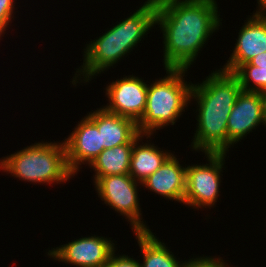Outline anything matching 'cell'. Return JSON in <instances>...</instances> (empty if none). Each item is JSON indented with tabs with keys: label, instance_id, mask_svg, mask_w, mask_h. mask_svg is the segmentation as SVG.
<instances>
[{
	"label": "cell",
	"instance_id": "1",
	"mask_svg": "<svg viewBox=\"0 0 266 267\" xmlns=\"http://www.w3.org/2000/svg\"><path fill=\"white\" fill-rule=\"evenodd\" d=\"M156 4L155 25H160L163 33L165 69L190 68L222 25L216 0H156Z\"/></svg>",
	"mask_w": 266,
	"mask_h": 267
},
{
	"label": "cell",
	"instance_id": "2",
	"mask_svg": "<svg viewBox=\"0 0 266 267\" xmlns=\"http://www.w3.org/2000/svg\"><path fill=\"white\" fill-rule=\"evenodd\" d=\"M202 83L193 84L191 99H195L197 130L191 146L203 153H227V121L242 91L238 78L222 69L211 72ZM199 149V150H198Z\"/></svg>",
	"mask_w": 266,
	"mask_h": 267
},
{
	"label": "cell",
	"instance_id": "3",
	"mask_svg": "<svg viewBox=\"0 0 266 267\" xmlns=\"http://www.w3.org/2000/svg\"><path fill=\"white\" fill-rule=\"evenodd\" d=\"M156 13V0H147L128 18L86 44V48L83 49L85 50L83 65L79 67L80 70L77 69L72 84L76 86L78 80H84V83L89 82L93 76L101 74L118 63V60L120 61L122 57L131 52L155 26Z\"/></svg>",
	"mask_w": 266,
	"mask_h": 267
},
{
	"label": "cell",
	"instance_id": "4",
	"mask_svg": "<svg viewBox=\"0 0 266 267\" xmlns=\"http://www.w3.org/2000/svg\"><path fill=\"white\" fill-rule=\"evenodd\" d=\"M0 160V169L32 183L66 182L74 174L69 170L64 141L38 142Z\"/></svg>",
	"mask_w": 266,
	"mask_h": 267
},
{
	"label": "cell",
	"instance_id": "5",
	"mask_svg": "<svg viewBox=\"0 0 266 267\" xmlns=\"http://www.w3.org/2000/svg\"><path fill=\"white\" fill-rule=\"evenodd\" d=\"M166 76L148 84L146 108L137 121L138 131L154 134L169 124L174 125L190 103L192 83L185 82L187 69L167 68Z\"/></svg>",
	"mask_w": 266,
	"mask_h": 267
},
{
	"label": "cell",
	"instance_id": "6",
	"mask_svg": "<svg viewBox=\"0 0 266 267\" xmlns=\"http://www.w3.org/2000/svg\"><path fill=\"white\" fill-rule=\"evenodd\" d=\"M138 183L129 174H125L101 177L94 185L98 197L107 206L109 205L110 208L126 217L133 232H151L149 227L141 221Z\"/></svg>",
	"mask_w": 266,
	"mask_h": 267
},
{
	"label": "cell",
	"instance_id": "7",
	"mask_svg": "<svg viewBox=\"0 0 266 267\" xmlns=\"http://www.w3.org/2000/svg\"><path fill=\"white\" fill-rule=\"evenodd\" d=\"M226 153H205L209 164L186 167V189L183 204L192 208H210L220 193L221 172ZM207 206V207H206Z\"/></svg>",
	"mask_w": 266,
	"mask_h": 267
},
{
	"label": "cell",
	"instance_id": "8",
	"mask_svg": "<svg viewBox=\"0 0 266 267\" xmlns=\"http://www.w3.org/2000/svg\"><path fill=\"white\" fill-rule=\"evenodd\" d=\"M110 239L95 235L82 237L47 253L54 260L76 267H104L110 255L116 251Z\"/></svg>",
	"mask_w": 266,
	"mask_h": 267
},
{
	"label": "cell",
	"instance_id": "9",
	"mask_svg": "<svg viewBox=\"0 0 266 267\" xmlns=\"http://www.w3.org/2000/svg\"><path fill=\"white\" fill-rule=\"evenodd\" d=\"M109 100L103 108L113 114L138 121L146 108L148 85L143 79L128 75L105 88Z\"/></svg>",
	"mask_w": 266,
	"mask_h": 267
},
{
	"label": "cell",
	"instance_id": "10",
	"mask_svg": "<svg viewBox=\"0 0 266 267\" xmlns=\"http://www.w3.org/2000/svg\"><path fill=\"white\" fill-rule=\"evenodd\" d=\"M66 160L69 170L75 175L79 165L88 164L104 150L101 132L97 126L85 116L74 128V131L64 140Z\"/></svg>",
	"mask_w": 266,
	"mask_h": 267
},
{
	"label": "cell",
	"instance_id": "11",
	"mask_svg": "<svg viewBox=\"0 0 266 267\" xmlns=\"http://www.w3.org/2000/svg\"><path fill=\"white\" fill-rule=\"evenodd\" d=\"M264 123L261 92L241 91L227 121V143L231 146Z\"/></svg>",
	"mask_w": 266,
	"mask_h": 267
},
{
	"label": "cell",
	"instance_id": "12",
	"mask_svg": "<svg viewBox=\"0 0 266 267\" xmlns=\"http://www.w3.org/2000/svg\"><path fill=\"white\" fill-rule=\"evenodd\" d=\"M238 34L229 60L220 68L226 72L234 73L241 65L266 52V14L253 13Z\"/></svg>",
	"mask_w": 266,
	"mask_h": 267
},
{
	"label": "cell",
	"instance_id": "13",
	"mask_svg": "<svg viewBox=\"0 0 266 267\" xmlns=\"http://www.w3.org/2000/svg\"><path fill=\"white\" fill-rule=\"evenodd\" d=\"M87 117L101 132L102 146L110 149L126 143H134L142 134L138 131L137 122L131 118L120 116L106 111L103 107L97 108Z\"/></svg>",
	"mask_w": 266,
	"mask_h": 267
},
{
	"label": "cell",
	"instance_id": "14",
	"mask_svg": "<svg viewBox=\"0 0 266 267\" xmlns=\"http://www.w3.org/2000/svg\"><path fill=\"white\" fill-rule=\"evenodd\" d=\"M142 186L158 195L184 202L186 189V166L182 167L172 154L163 165L142 182Z\"/></svg>",
	"mask_w": 266,
	"mask_h": 267
},
{
	"label": "cell",
	"instance_id": "15",
	"mask_svg": "<svg viewBox=\"0 0 266 267\" xmlns=\"http://www.w3.org/2000/svg\"><path fill=\"white\" fill-rule=\"evenodd\" d=\"M144 136L151 137V134H141L133 143L132 156L129 167V175L142 185V182L159 169L163 163L173 154L157 148L153 143L139 144ZM141 138V139H140ZM160 149V150H159Z\"/></svg>",
	"mask_w": 266,
	"mask_h": 267
},
{
	"label": "cell",
	"instance_id": "16",
	"mask_svg": "<svg viewBox=\"0 0 266 267\" xmlns=\"http://www.w3.org/2000/svg\"><path fill=\"white\" fill-rule=\"evenodd\" d=\"M133 143L104 149L89 165L95 171L94 183L101 177L129 174Z\"/></svg>",
	"mask_w": 266,
	"mask_h": 267
},
{
	"label": "cell",
	"instance_id": "17",
	"mask_svg": "<svg viewBox=\"0 0 266 267\" xmlns=\"http://www.w3.org/2000/svg\"><path fill=\"white\" fill-rule=\"evenodd\" d=\"M143 256L141 267H184L174 254L152 232H134Z\"/></svg>",
	"mask_w": 266,
	"mask_h": 267
},
{
	"label": "cell",
	"instance_id": "18",
	"mask_svg": "<svg viewBox=\"0 0 266 267\" xmlns=\"http://www.w3.org/2000/svg\"><path fill=\"white\" fill-rule=\"evenodd\" d=\"M233 74L238 78L243 91L262 93L266 90V69H259L248 62L241 65Z\"/></svg>",
	"mask_w": 266,
	"mask_h": 267
},
{
	"label": "cell",
	"instance_id": "19",
	"mask_svg": "<svg viewBox=\"0 0 266 267\" xmlns=\"http://www.w3.org/2000/svg\"><path fill=\"white\" fill-rule=\"evenodd\" d=\"M14 0H0V37L7 30L11 22L14 8Z\"/></svg>",
	"mask_w": 266,
	"mask_h": 267
},
{
	"label": "cell",
	"instance_id": "20",
	"mask_svg": "<svg viewBox=\"0 0 266 267\" xmlns=\"http://www.w3.org/2000/svg\"><path fill=\"white\" fill-rule=\"evenodd\" d=\"M184 267H231L221 257H198L189 259Z\"/></svg>",
	"mask_w": 266,
	"mask_h": 267
},
{
	"label": "cell",
	"instance_id": "21",
	"mask_svg": "<svg viewBox=\"0 0 266 267\" xmlns=\"http://www.w3.org/2000/svg\"><path fill=\"white\" fill-rule=\"evenodd\" d=\"M115 251L110 255L104 267H141L140 262L126 255H116Z\"/></svg>",
	"mask_w": 266,
	"mask_h": 267
},
{
	"label": "cell",
	"instance_id": "22",
	"mask_svg": "<svg viewBox=\"0 0 266 267\" xmlns=\"http://www.w3.org/2000/svg\"><path fill=\"white\" fill-rule=\"evenodd\" d=\"M249 63L259 67V69H266V52L258 54Z\"/></svg>",
	"mask_w": 266,
	"mask_h": 267
},
{
	"label": "cell",
	"instance_id": "23",
	"mask_svg": "<svg viewBox=\"0 0 266 267\" xmlns=\"http://www.w3.org/2000/svg\"><path fill=\"white\" fill-rule=\"evenodd\" d=\"M258 2V10H256L255 14H266V0H257Z\"/></svg>",
	"mask_w": 266,
	"mask_h": 267
},
{
	"label": "cell",
	"instance_id": "24",
	"mask_svg": "<svg viewBox=\"0 0 266 267\" xmlns=\"http://www.w3.org/2000/svg\"><path fill=\"white\" fill-rule=\"evenodd\" d=\"M263 96V115H264V123L262 125L266 126V90L262 92Z\"/></svg>",
	"mask_w": 266,
	"mask_h": 267
}]
</instances>
